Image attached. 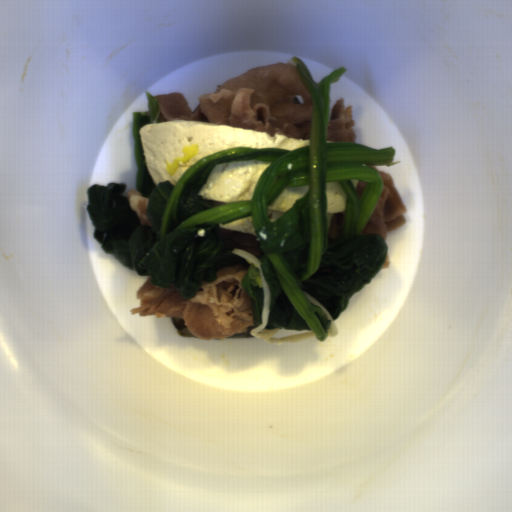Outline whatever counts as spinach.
Wrapping results in <instances>:
<instances>
[{
  "label": "spinach",
  "mask_w": 512,
  "mask_h": 512,
  "mask_svg": "<svg viewBox=\"0 0 512 512\" xmlns=\"http://www.w3.org/2000/svg\"><path fill=\"white\" fill-rule=\"evenodd\" d=\"M291 60L308 91L313 109L309 145L280 148L235 146L219 150L190 165L175 185H157L147 167L139 129L162 122L158 102L145 90L147 111H132L131 133L136 162V191L149 197L146 215L152 227L141 225L129 207L124 182L87 187L86 211L101 250L155 287L172 285L184 299H194L203 281H215L224 267L246 268L240 283L250 299L254 326L227 338H248L262 324L264 288L260 269L224 246L220 224L250 216L263 275L270 293L266 330L311 331L318 341L329 337L332 320L311 302L309 294L334 322L357 292L371 284L384 266L389 245L379 234H362L384 191V181L369 166L391 167L396 149L373 148L347 141H328L331 84L348 72L341 66L318 83L298 57ZM273 161L259 177L252 201L214 205L198 195L216 164L247 160ZM340 182L348 195L344 225L329 241L332 213H326V182ZM309 185L306 195L289 211H269L287 186ZM198 195V196H197ZM279 330V331H280Z\"/></svg>",
  "instance_id": "obj_1"
}]
</instances>
